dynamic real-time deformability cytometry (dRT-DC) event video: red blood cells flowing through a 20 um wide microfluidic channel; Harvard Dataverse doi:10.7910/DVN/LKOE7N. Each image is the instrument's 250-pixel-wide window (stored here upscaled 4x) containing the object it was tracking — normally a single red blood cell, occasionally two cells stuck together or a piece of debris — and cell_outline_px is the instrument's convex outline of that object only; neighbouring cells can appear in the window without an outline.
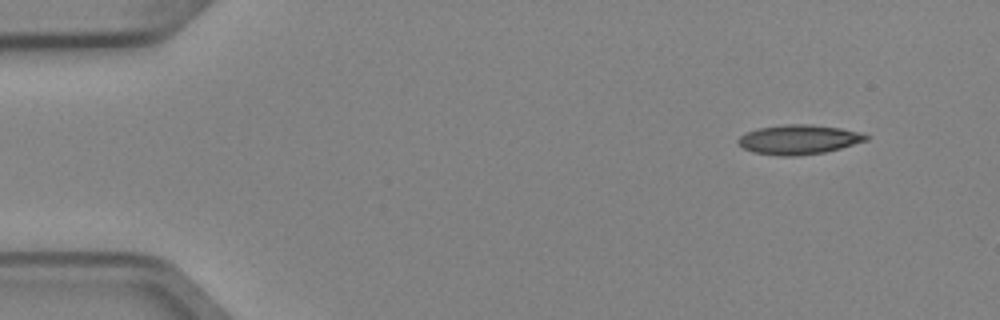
{"species": "Egyptian fruit bat (a non-hibernating species)", "species_latin": "Rousettus aegyptiacus", "temperature_condition": "cold", "stored_images_in_passage": 5, "segment_of_instrument_passage": [2, 2], "camera_frame_rate_fps": 3000, "um_per_image_px": 0.085, "animal": {"sex": "female"}, "frame": {"image": 1, "passage_image": 5, "time_ms": 1.333, "image_size_px": [1000, 320], "cell_outline_px": [[872, 136], [868, 140], [840, 148], [824, 152], [796, 156], [780, 156], [752, 152], [744, 148], [736, 140], [740, 136], [748, 132], [760, 128], [784, 124], [812, 124], [840, 128], [860, 132]], "centroid_in_image_um": [67.92, 11.86], "position_along_channel_um": 17.1, "area_um2": 21.96}}